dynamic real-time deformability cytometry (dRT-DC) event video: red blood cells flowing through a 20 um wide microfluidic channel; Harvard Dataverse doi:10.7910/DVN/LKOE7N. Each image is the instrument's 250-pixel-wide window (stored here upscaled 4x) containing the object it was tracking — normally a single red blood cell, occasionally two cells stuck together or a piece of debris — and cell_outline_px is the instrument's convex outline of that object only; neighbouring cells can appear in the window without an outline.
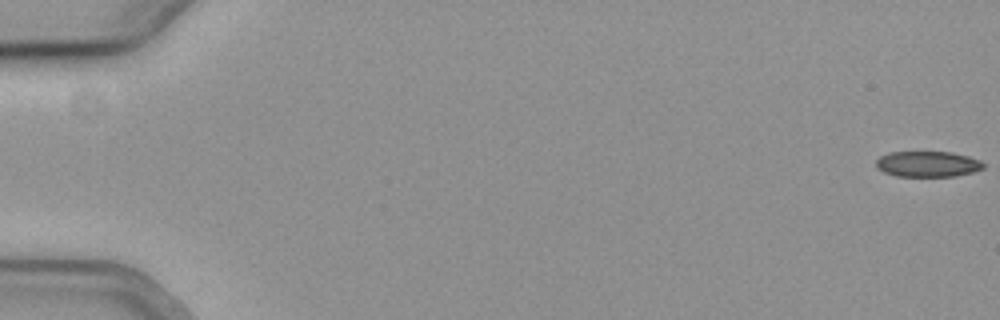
{"species": "common noctule bat (a hibernating species)", "species_latin": "Nyctalus noctula", "temperature_condition": "cold", "stored_images_in_passage": 29, "camera_frame_rate_fps": 3000, "um_per_image_px": 0.085, "animal": {"sex": "female", "body_mass_g": 19.3, "forearm_length_mm": 54.1}, "frame": {"image": 1, "passage_image": 1, "time_ms": 0.0, "image_size_px": [1000, 320], "cell_outline_px": [[984, 168], [972, 172], [952, 176], [896, 176], [884, 172], [876, 168], [876, 160], [880, 156], [888, 152], [952, 152], [968, 156], [980, 160], [984, 164]], "centroid_in_image_um": [78.83, 13.94], "position_along_channel_um": 6.2, "area_um2": 16.07}}
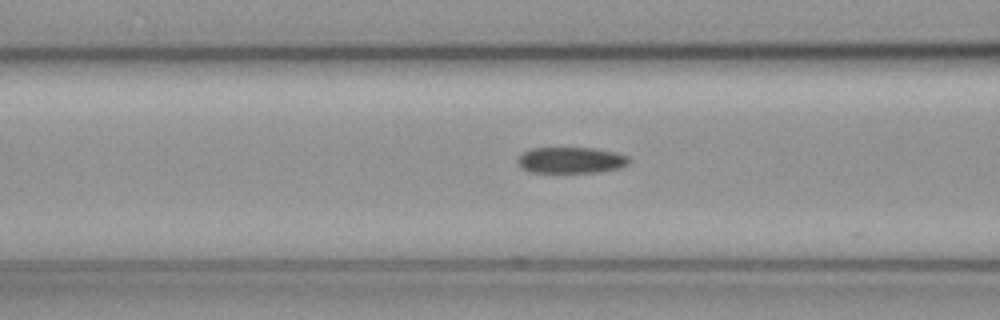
{"frame": {"image": 2, "passage_image": 24, "time_ms": 7.667, "image_size_px": [1000, 320], "cell_outline_px": [[632, 160], [628, 164], [620, 168], [600, 172], [528, 172], [520, 168], [516, 164], [516, 156], [532, 148], [592, 148], [616, 152], [628, 156]], "centroid_in_image_um": [48.5, 13.62], "position_along_channel_um": 118.1, "area_um2": 17.28}}
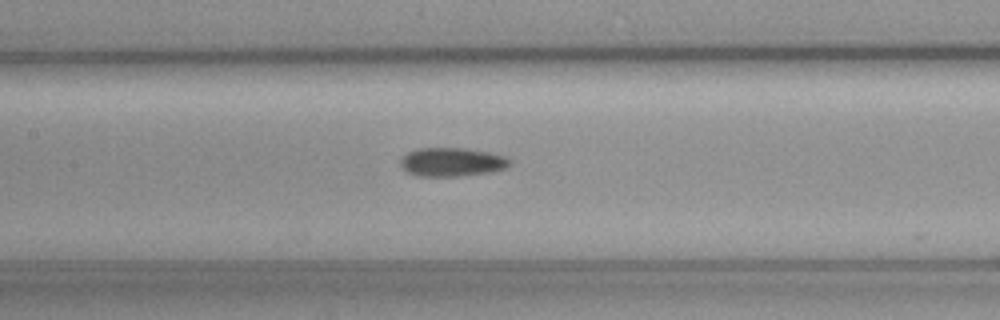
{"frame": {"image": 3, "passage_image": 28, "time_ms": 9.0, "image_size_px": [1000, 320], "cell_outline_px": [[512, 160], [504, 168], [492, 172], [456, 176], [420, 176], [408, 172], [400, 164], [400, 156], [408, 152], [420, 148], [464, 148], [488, 152], [504, 156]], "centroid_in_image_um": [38.38, 13.76], "position_along_channel_um": 169.0, "area_um2": 18.15}}